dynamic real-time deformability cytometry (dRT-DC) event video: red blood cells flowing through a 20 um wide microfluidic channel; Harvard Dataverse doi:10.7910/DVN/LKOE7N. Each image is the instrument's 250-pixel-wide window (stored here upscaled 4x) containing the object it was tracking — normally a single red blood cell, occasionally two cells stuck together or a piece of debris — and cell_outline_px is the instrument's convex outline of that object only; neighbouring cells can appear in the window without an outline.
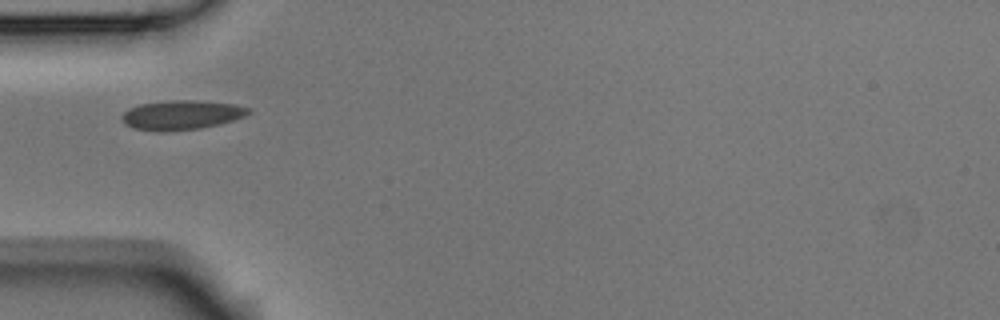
{"species": "Egyptian fruit bat (a non-hibernating species)", "species_latin": "Rousettus aegyptiacus", "temperature_condition": "room temperature", "stored_images_in_passage": 2, "camera_frame_rate_fps": 3000, "um_per_image_px": 0.085, "animal": {"sex": "male"}, "frame": {"image": 1, "passage_image": 1, "time_ms": 0.0, "image_size_px": [1000, 320], "cell_outline_px": [[252, 112], [244, 116], [220, 124], [200, 128], [168, 132], [160, 132], [132, 128], [124, 124], [120, 116], [128, 108], [140, 104], [172, 100], [196, 100], [236, 104], [252, 108]], "centroid_in_image_um": [15.42, 9.78], "position_along_channel_um": 69.6, "area_um2": 22.02}}
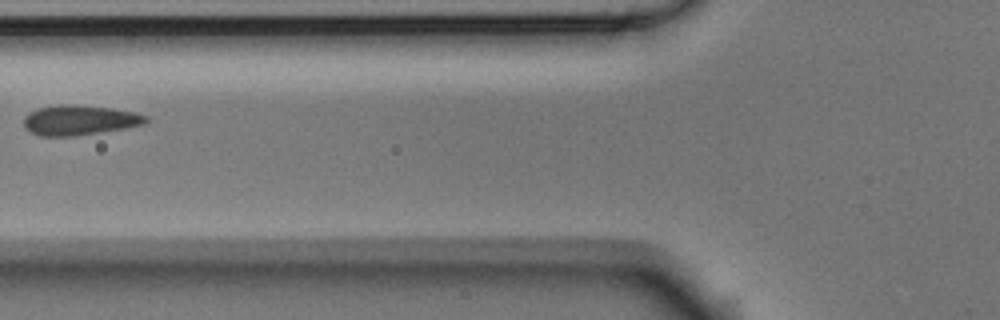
{"frame": {"image": 2, "passage_image": 2, "time_ms": 0.333, "image_size_px": [1000, 320], "cell_outline_px": [[148, 120], [144, 124], [124, 128], [100, 132], [72, 136], [40, 136], [28, 132], [24, 128], [24, 116], [28, 112], [40, 108], [60, 104], [72, 104], [112, 108], [136, 112], [148, 116]], "centroid_in_image_um": [6.73, 10.21], "position_along_channel_um": 119.1, "area_um2": 21.44}}